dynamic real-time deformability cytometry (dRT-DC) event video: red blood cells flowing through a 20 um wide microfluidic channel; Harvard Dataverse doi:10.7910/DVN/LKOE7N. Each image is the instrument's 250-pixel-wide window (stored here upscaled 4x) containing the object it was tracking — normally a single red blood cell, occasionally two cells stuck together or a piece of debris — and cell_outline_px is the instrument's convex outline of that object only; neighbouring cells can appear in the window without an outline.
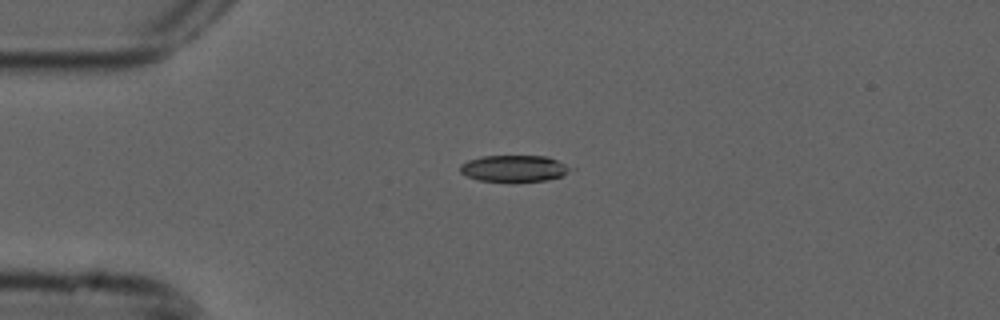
{"species": "common noctule bat (a hibernating species)", "species_latin": "Nyctalus noctula", "temperature_condition": "cold", "stored_images_in_passage": 4, "camera_frame_rate_fps": 3000, "um_per_image_px": 0.085, "animal": {"sex": "male", "forearm_length_mm": 52.5}, "frame": {"image": 1, "passage_image": 4, "time_ms": 1.0, "image_size_px": [1000, 320], "cell_outline_px": [[576, 168], [560, 176], [544, 180], [512, 184], [476, 180], [460, 172], [460, 164], [468, 160], [480, 156], [548, 156]], "centroid_in_image_um": [43.69, 14.35], "position_along_channel_um": 41.3, "area_um2": 17.74}}